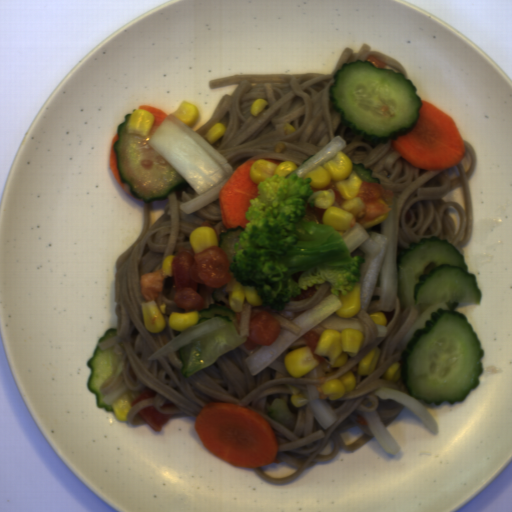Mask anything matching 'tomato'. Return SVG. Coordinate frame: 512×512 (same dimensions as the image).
<instances>
[{
	"label": "tomato",
	"instance_id": "obj_9",
	"mask_svg": "<svg viewBox=\"0 0 512 512\" xmlns=\"http://www.w3.org/2000/svg\"><path fill=\"white\" fill-rule=\"evenodd\" d=\"M365 61L371 63L372 65H374L378 69H382V70H385L387 65H388L387 63H384L381 60H379L374 55H368Z\"/></svg>",
	"mask_w": 512,
	"mask_h": 512
},
{
	"label": "tomato",
	"instance_id": "obj_10",
	"mask_svg": "<svg viewBox=\"0 0 512 512\" xmlns=\"http://www.w3.org/2000/svg\"><path fill=\"white\" fill-rule=\"evenodd\" d=\"M199 226H202V227H211V228H212V230L214 231L215 235L218 237V232H217L216 228H215L211 223H209L208 221H203V222H201Z\"/></svg>",
	"mask_w": 512,
	"mask_h": 512
},
{
	"label": "tomato",
	"instance_id": "obj_1",
	"mask_svg": "<svg viewBox=\"0 0 512 512\" xmlns=\"http://www.w3.org/2000/svg\"><path fill=\"white\" fill-rule=\"evenodd\" d=\"M229 257L218 245L199 253L193 248H178L171 261L174 305L183 311L201 312L205 298L232 279Z\"/></svg>",
	"mask_w": 512,
	"mask_h": 512
},
{
	"label": "tomato",
	"instance_id": "obj_4",
	"mask_svg": "<svg viewBox=\"0 0 512 512\" xmlns=\"http://www.w3.org/2000/svg\"><path fill=\"white\" fill-rule=\"evenodd\" d=\"M167 276L163 269L144 273L139 279L141 296L144 301H156L163 291V282Z\"/></svg>",
	"mask_w": 512,
	"mask_h": 512
},
{
	"label": "tomato",
	"instance_id": "obj_8",
	"mask_svg": "<svg viewBox=\"0 0 512 512\" xmlns=\"http://www.w3.org/2000/svg\"><path fill=\"white\" fill-rule=\"evenodd\" d=\"M156 396L154 391L150 390V389H145L143 390L140 395L134 400L132 401L131 406L133 407L135 404H137L138 402L140 401H143V400H146V399H149V398H152Z\"/></svg>",
	"mask_w": 512,
	"mask_h": 512
},
{
	"label": "tomato",
	"instance_id": "obj_6",
	"mask_svg": "<svg viewBox=\"0 0 512 512\" xmlns=\"http://www.w3.org/2000/svg\"><path fill=\"white\" fill-rule=\"evenodd\" d=\"M303 339H304V343L308 346V348L310 349L311 351V354H312V357L319 363V364H322L324 363L326 360L324 357L318 355L315 350L321 340V334L317 333L316 331H314L313 329L312 330H308L306 333H304L303 335Z\"/></svg>",
	"mask_w": 512,
	"mask_h": 512
},
{
	"label": "tomato",
	"instance_id": "obj_3",
	"mask_svg": "<svg viewBox=\"0 0 512 512\" xmlns=\"http://www.w3.org/2000/svg\"><path fill=\"white\" fill-rule=\"evenodd\" d=\"M282 326L277 318L267 311L251 313L248 327V337L243 346L252 350L257 346H266L277 341Z\"/></svg>",
	"mask_w": 512,
	"mask_h": 512
},
{
	"label": "tomato",
	"instance_id": "obj_2",
	"mask_svg": "<svg viewBox=\"0 0 512 512\" xmlns=\"http://www.w3.org/2000/svg\"><path fill=\"white\" fill-rule=\"evenodd\" d=\"M355 197L361 198L364 207L356 213L351 222L350 228L355 224H365L372 222L389 211L391 205H394V194L392 190L385 189L377 182L363 181Z\"/></svg>",
	"mask_w": 512,
	"mask_h": 512
},
{
	"label": "tomato",
	"instance_id": "obj_5",
	"mask_svg": "<svg viewBox=\"0 0 512 512\" xmlns=\"http://www.w3.org/2000/svg\"><path fill=\"white\" fill-rule=\"evenodd\" d=\"M138 414L157 433L161 431L163 425L174 415L163 414L152 405L141 408Z\"/></svg>",
	"mask_w": 512,
	"mask_h": 512
},
{
	"label": "tomato",
	"instance_id": "obj_7",
	"mask_svg": "<svg viewBox=\"0 0 512 512\" xmlns=\"http://www.w3.org/2000/svg\"><path fill=\"white\" fill-rule=\"evenodd\" d=\"M327 189H331L333 190L334 194H335V202L336 204L340 207L342 206L343 203L347 202L343 196L341 195L338 187L336 186L335 183H333L332 181L330 182V184L326 187H313L311 186V190L315 193L317 191H322V190H327Z\"/></svg>",
	"mask_w": 512,
	"mask_h": 512
}]
</instances>
